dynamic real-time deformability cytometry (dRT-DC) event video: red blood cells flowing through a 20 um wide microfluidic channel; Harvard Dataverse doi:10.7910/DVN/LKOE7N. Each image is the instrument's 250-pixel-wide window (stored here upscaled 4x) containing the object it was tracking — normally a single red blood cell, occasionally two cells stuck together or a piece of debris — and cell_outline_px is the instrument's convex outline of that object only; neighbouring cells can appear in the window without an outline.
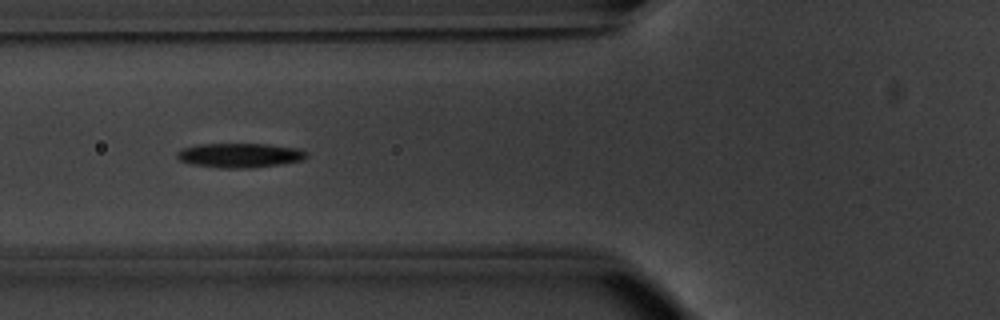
{"species": "common noctule bat (a hibernating species)", "species_latin": "Nyctalus noctula", "temperature_condition": "warm", "stored_images_in_passage": 40, "camera_frame_rate_fps": 3000, "um_per_image_px": 0.085, "animal": {"sex": "male", "body_mass_g": 20.1, "forearm_length_mm": 53.5}, "frame": {"image": 1, "passage_image": 7, "time_ms": 2.0, "image_size_px": [1000, 320], "cell_outline_px": [[308, 156], [304, 160], [280, 164], [248, 168], [220, 168], [192, 164], [180, 160], [176, 156], [176, 152], [180, 148], [200, 144], [268, 144], [300, 148], [308, 152]], "centroid_in_image_um": [20.4, 13.19], "position_along_channel_um": 105.4, "area_um2": 18.61}}
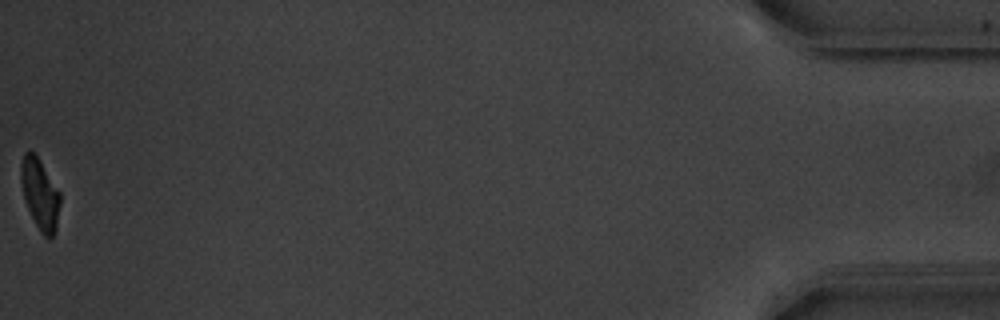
{"frame": {"image": 2, "passage_image": 40, "time_ms": 13.0, "image_size_px": [1000, 320], "cell_outline_px": [[60, 204], [56, 228], [52, 236], [48, 240], [40, 232], [24, 200], [20, 180], [20, 164], [24, 152], [32, 152], [40, 160], [60, 192]], "centroid_in_image_um": [3.39, 16.49], "position_along_channel_um": 431.8, "area_um2": 16.13}, "authors_computed_cell_mechanics": {"area_um2": 18.1781, "velocity_mm_per_s": 3.8091, "shape_relaxation_time_tau1_ms": 2.3075, "shape_relaxation_time_tau2_ms": 4.5949, "deformation_change_tau1": 0.1559, "deformation_change_tau2": 0.1307}}